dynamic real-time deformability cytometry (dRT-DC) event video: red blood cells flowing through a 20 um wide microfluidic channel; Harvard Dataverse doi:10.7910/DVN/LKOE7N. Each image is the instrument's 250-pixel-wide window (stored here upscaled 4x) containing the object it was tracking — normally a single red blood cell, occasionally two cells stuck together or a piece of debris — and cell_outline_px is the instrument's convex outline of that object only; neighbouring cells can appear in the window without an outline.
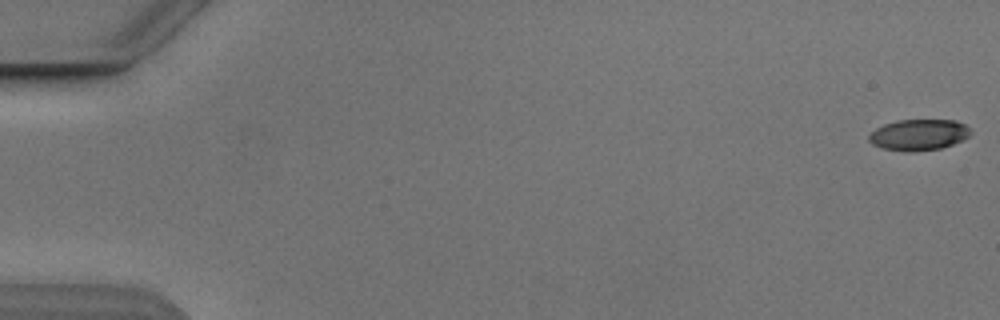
{"species": "Egyptian fruit bat (a non-hibernating species)", "species_latin": "Rousettus aegyptiacus", "temperature_condition": "cold", "stored_images_in_passage": 7, "camera_frame_rate_fps": 3000, "um_per_image_px": 0.085, "animal": {"sex": "male"}, "frame": {"image": 1, "passage_image": 1, "time_ms": 0.0, "image_size_px": [1000, 320], "cell_outline_px": [[972, 132], [968, 136], [952, 144], [940, 148], [912, 152], [904, 152], [880, 148], [872, 144], [868, 140], [868, 136], [876, 128], [884, 124], [896, 120], [956, 120], [964, 124]], "centroid_in_image_um": [78.04, 11.46], "position_along_channel_um": 7.0, "area_um2": 18.44}}
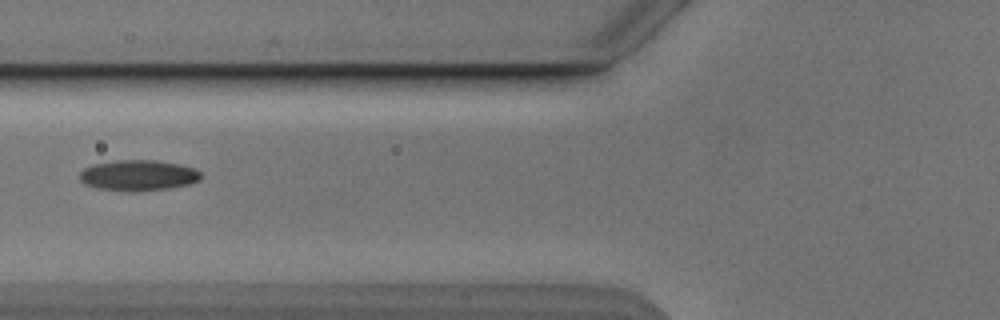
{"frame": {"image": 2, "passage_image": 6, "time_ms": 7.0, "image_size_px": [1000, 320], "cell_outline_px": [[200, 180], [188, 184], [168, 188], [96, 188], [84, 184], [80, 180], [80, 172], [84, 168], [96, 164], [120, 160], [156, 160], [180, 164], [192, 168], [200, 172]], "centroid_in_image_um": [11.76, 14.85], "position_along_channel_um": 114.0, "area_um2": 20.52}}